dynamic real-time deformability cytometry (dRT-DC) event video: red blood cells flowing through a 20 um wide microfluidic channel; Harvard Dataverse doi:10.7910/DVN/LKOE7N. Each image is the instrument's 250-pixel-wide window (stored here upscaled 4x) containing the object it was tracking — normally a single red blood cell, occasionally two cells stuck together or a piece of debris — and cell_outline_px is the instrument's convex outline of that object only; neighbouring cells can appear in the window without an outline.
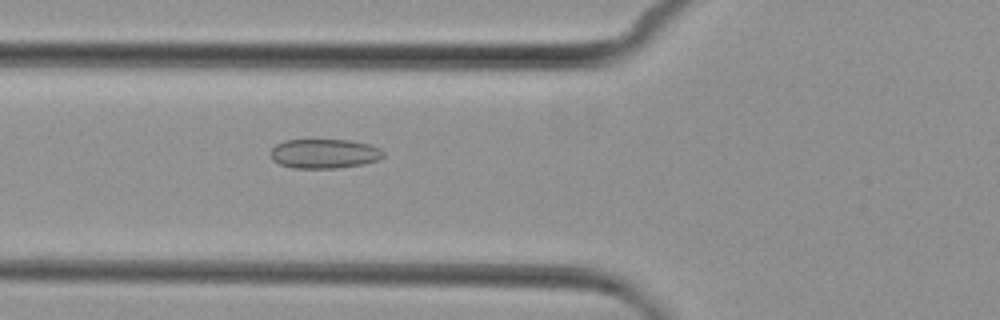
{"species": "common noctule bat (a hibernating species)", "species_latin": "Nyctalus noctula", "temperature_condition": "cold", "stored_images_in_passage": 6, "camera_frame_rate_fps": 3000, "um_per_image_px": 0.085, "animal": {"sex": "female", "body_mass_g": 29.2, "forearm_length_mm": 56.3}, "frame": {"image": 1, "passage_image": 6, "time_ms": 6.0, "image_size_px": [1000, 320], "cell_outline_px": [[384, 156], [380, 160], [364, 164], [340, 168], [292, 168], [280, 164], [272, 160], [268, 152], [276, 144], [284, 140], [348, 140], [372, 144], [380, 148], [384, 152]], "centroid_in_image_um": [27.58, 13.06], "position_along_channel_um": 98.2, "area_um2": 19.71}}